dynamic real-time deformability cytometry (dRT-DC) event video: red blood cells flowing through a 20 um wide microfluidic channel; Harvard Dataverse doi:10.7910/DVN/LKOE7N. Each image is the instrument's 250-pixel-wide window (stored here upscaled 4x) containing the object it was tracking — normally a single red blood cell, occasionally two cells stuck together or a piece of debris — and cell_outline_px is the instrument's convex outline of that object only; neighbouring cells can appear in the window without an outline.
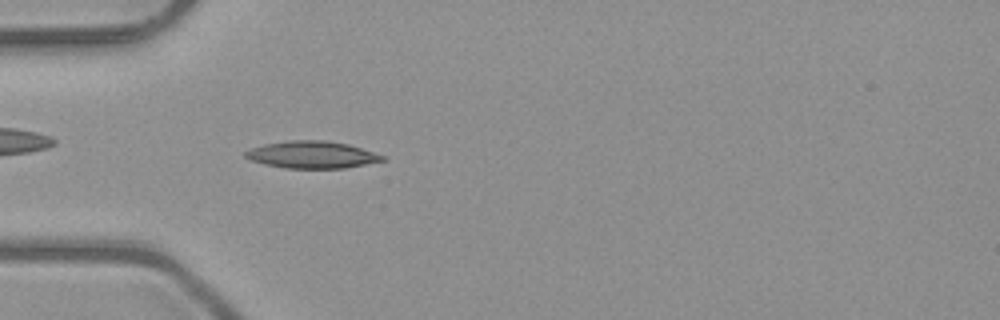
{"species": "common noctule bat (a hibernating species)", "species_latin": "Nyctalus noctula", "temperature_condition": "room temperature", "stored_images_in_passage": 5, "camera_frame_rate_fps": 3000, "um_per_image_px": 0.085, "animal": {"sex": "male", "body_mass_g": 23.1, "forearm_length_mm": 52.7}, "frame": {"image": 1, "passage_image": 5, "time_ms": 1.333, "image_size_px": [1000, 320], "cell_outline_px": [[384, 160], [344, 168], [284, 168], [264, 164], [252, 160], [244, 156], [244, 152], [252, 148], [264, 144], [288, 140], [324, 140], [348, 144], [384, 156]], "centroid_in_image_um": [26.47, 13.15], "position_along_channel_um": 58.5, "area_um2": 21.39}}